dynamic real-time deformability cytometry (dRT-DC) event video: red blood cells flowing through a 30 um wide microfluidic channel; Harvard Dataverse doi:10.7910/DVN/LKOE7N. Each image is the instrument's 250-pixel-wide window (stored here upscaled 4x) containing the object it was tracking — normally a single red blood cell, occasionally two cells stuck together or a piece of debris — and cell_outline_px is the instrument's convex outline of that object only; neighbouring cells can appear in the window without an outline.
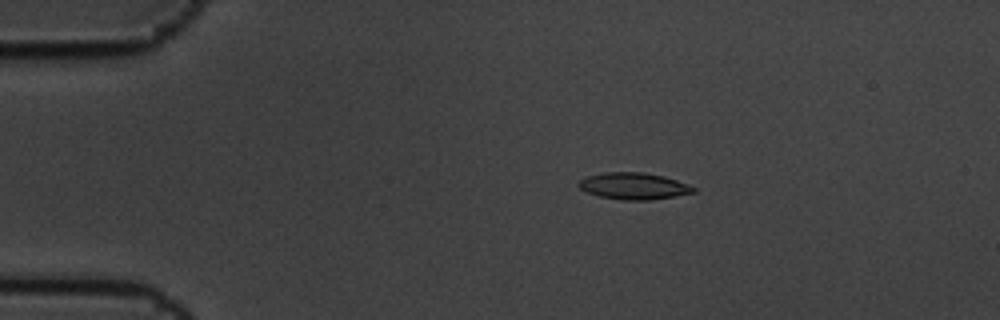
{"species": "common noctule bat (a hibernating species)", "species_latin": "Nyctalus noctula", "temperature_condition": "cold", "stored_images_in_passage": 5, "camera_frame_rate_fps": 3000, "um_per_image_px": 0.085, "animal": {"sex": "male", "body_mass_g": 19.5, "forearm_length_mm": 54.6}, "frame": {"image": 1, "passage_image": 2, "time_ms": 0.333, "image_size_px": [1000, 320], "cell_outline_px": [[696, 192], [676, 196], [652, 200], [620, 200], [600, 196], [588, 192], [580, 188], [576, 184], [580, 180], [588, 176], [604, 172], [644, 172], [664, 176], [688, 184], [696, 188]], "centroid_in_image_um": [53.89, 15.81], "position_along_channel_um": 31.1, "area_um2": 17.92}}
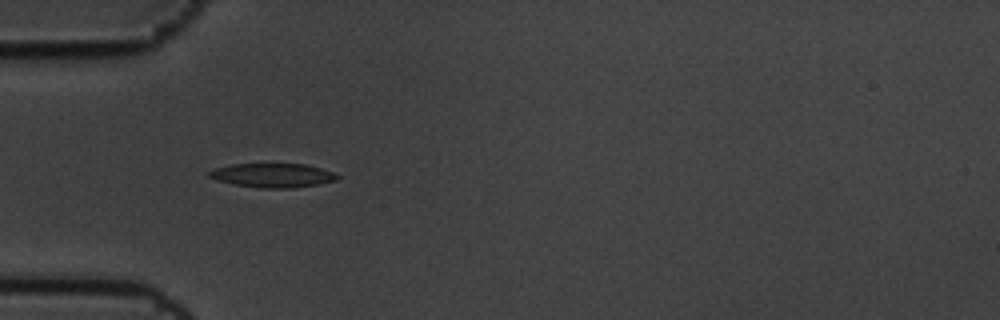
{"frame": {"image": 2, "passage_image": 4, "time_ms": 1.0, "image_size_px": [1000, 320], "cell_outline_px": [[340, 176], [336, 180], [316, 184], [292, 188], [260, 188], [236, 184], [220, 180], [208, 176], [208, 172], [216, 168], [232, 164], [304, 164], [320, 168], [332, 172]], "centroid_in_image_um": [23.19, 14.9], "position_along_channel_um": 61.8, "area_um2": 17.57}}
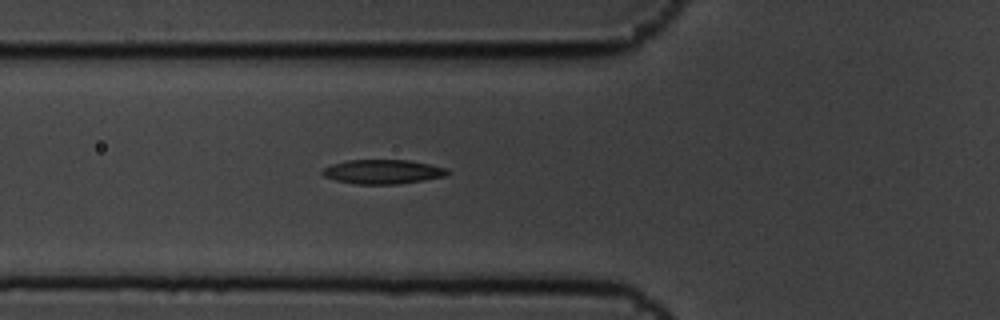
{"frame": {"image": 3, "passage_image": 5, "time_ms": 1.333, "image_size_px": [1000, 320], "cell_outline_px": [[452, 172], [448, 176], [424, 180], [396, 184], [356, 184], [336, 180], [324, 176], [320, 172], [324, 168], [332, 164], [348, 160], [408, 160], [448, 168]], "centroid_in_image_um": [32.58, 14.6], "position_along_channel_um": 93.2, "area_um2": 17.74}}